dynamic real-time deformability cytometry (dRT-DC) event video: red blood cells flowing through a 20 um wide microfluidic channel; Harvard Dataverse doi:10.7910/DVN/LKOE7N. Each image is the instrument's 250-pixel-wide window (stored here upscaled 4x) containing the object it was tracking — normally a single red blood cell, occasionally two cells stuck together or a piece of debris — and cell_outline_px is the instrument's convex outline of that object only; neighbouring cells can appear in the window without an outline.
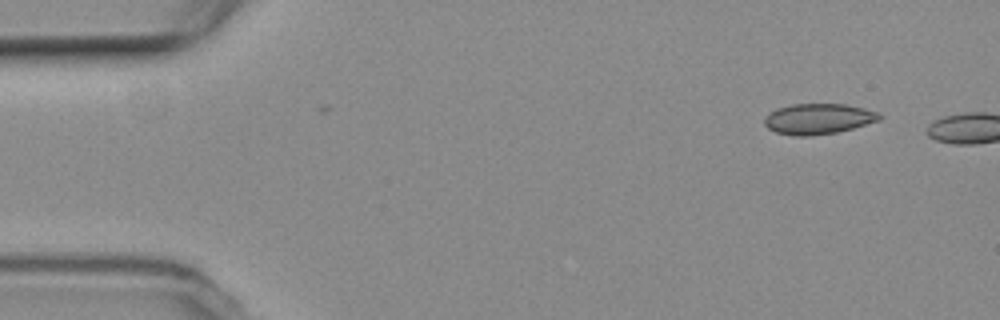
{"species": "common noctule bat (a hibernating species)", "species_latin": "Nyctalus noctula", "temperature_condition": "room temperature", "stored_images_in_passage": 3, "camera_frame_rate_fps": 3000, "um_per_image_px": 0.085, "animal": {"sex": "female", "body_mass_g": 19.3, "forearm_length_mm": 54.1}, "frame": {"image": 1, "passage_image": 1, "time_ms": 0.0, "image_size_px": [1000, 320], "cell_outline_px": [[884, 116], [880, 120], [852, 128], [836, 132], [808, 136], [792, 136], [776, 132], [768, 128], [764, 124], [764, 116], [776, 108], [792, 104], [844, 104], [864, 108], [880, 112]], "centroid_in_image_um": [69.55, 10.1], "position_along_channel_um": 15.5, "area_um2": 20.63}}